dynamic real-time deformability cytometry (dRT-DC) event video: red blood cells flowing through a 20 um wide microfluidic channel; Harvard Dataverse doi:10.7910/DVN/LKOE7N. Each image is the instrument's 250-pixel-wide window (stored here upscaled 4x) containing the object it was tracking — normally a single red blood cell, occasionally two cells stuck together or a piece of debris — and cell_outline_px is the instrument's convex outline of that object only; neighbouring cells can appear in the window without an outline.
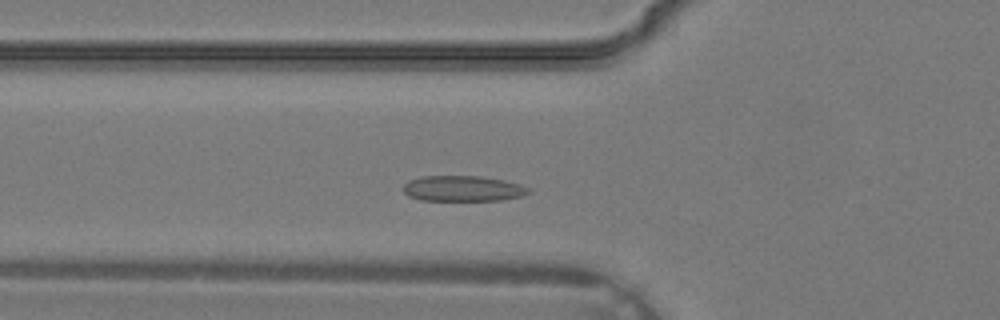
{"species": "common noctule bat (a hibernating species)", "species_latin": "Nyctalus noctula", "temperature_condition": "warm", "stored_images_in_passage": 30, "camera_frame_rate_fps": 3000, "um_per_image_px": 0.085, "animal": {"sex": "male", "body_mass_g": 19.2, "forearm_length_mm": 51.8}, "frame": {"image": 1, "passage_image": 7, "time_ms": 2.0, "image_size_px": [1000, 320], "cell_outline_px": [[532, 192], [520, 196], [504, 200], [420, 200], [408, 196], [404, 192], [404, 184], [408, 180], [420, 176], [480, 176], [504, 180], [520, 184], [528, 188]], "centroid_in_image_um": [39.33, 16.02], "position_along_channel_um": 86.5, "area_um2": 18.73}}
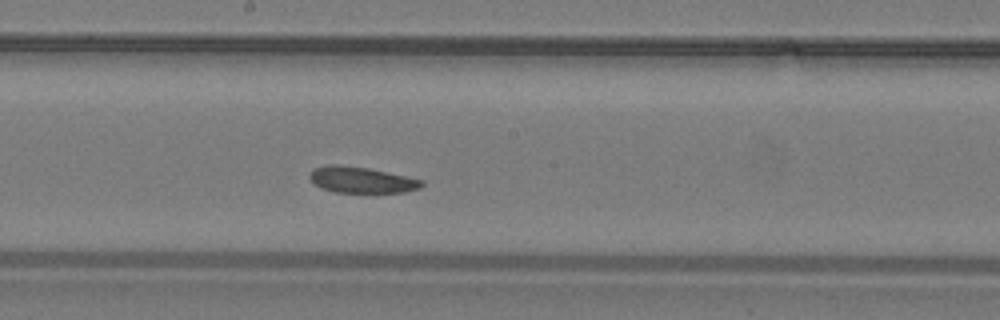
{"frame": {"image": 2, "passage_image": 14, "time_ms": 4.333, "image_size_px": [1000, 320], "cell_outline_px": [[424, 184], [420, 188], [404, 192], [332, 192], [320, 188], [308, 176], [312, 168], [328, 164], [336, 164], [368, 168], [424, 180]], "centroid_in_image_um": [30.69, 15.28], "position_along_channel_um": 217.5, "area_um2": 17.05}}
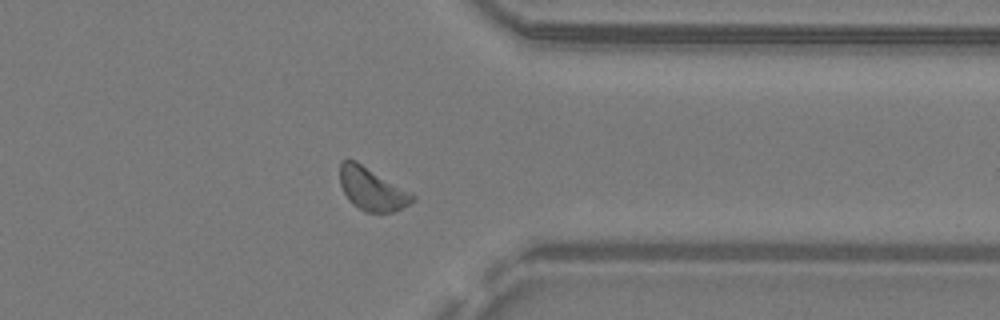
{"frame": {"image": 3, "passage_image": 23, "time_ms": 7.333, "image_size_px": [1000, 320], "cell_outline_px": [[416, 200], [392, 212], [364, 212], [352, 204], [344, 192], [340, 184], [340, 164], [344, 160], [356, 160], [416, 196]], "centroid_in_image_um": [31.59, 16.07], "position_along_channel_um": 379.8, "area_um2": 17.8}}